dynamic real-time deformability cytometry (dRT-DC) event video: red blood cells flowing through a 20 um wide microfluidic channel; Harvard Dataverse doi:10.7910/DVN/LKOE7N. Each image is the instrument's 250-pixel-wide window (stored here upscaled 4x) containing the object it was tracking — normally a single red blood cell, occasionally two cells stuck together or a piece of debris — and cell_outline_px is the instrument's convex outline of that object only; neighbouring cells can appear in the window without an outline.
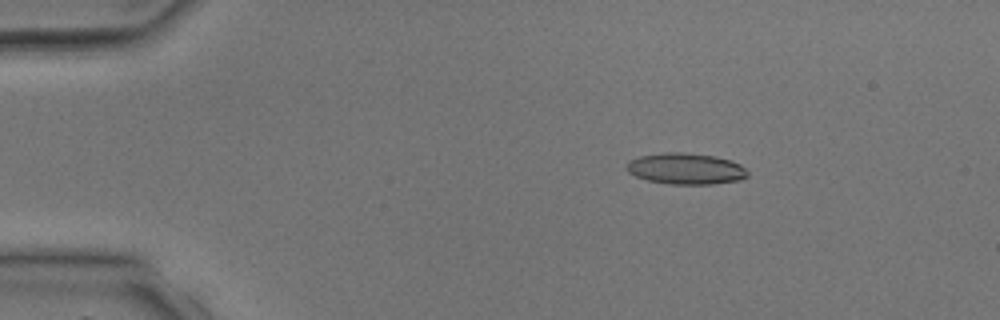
{"species": "common noctule bat (a hibernating species)", "species_latin": "Nyctalus noctula", "temperature_condition": "room temperature", "stored_images_in_passage": 4, "camera_frame_rate_fps": 3000, "um_per_image_px": 0.085, "animal": {"sex": "male", "body_mass_g": 17.9, "forearm_length_mm": 54.2}, "frame": {"image": 1, "passage_image": 2, "time_ms": 1.0, "image_size_px": [1000, 320], "cell_outline_px": [[748, 176], [740, 180], [712, 184], [672, 184], [648, 180], [636, 176], [628, 172], [624, 168], [628, 160], [640, 156], [664, 152], [680, 152], [716, 156], [732, 160], [740, 164], [748, 172]], "centroid_in_image_um": [58.28, 14.33], "position_along_channel_um": 26.7, "area_um2": 22.14}}